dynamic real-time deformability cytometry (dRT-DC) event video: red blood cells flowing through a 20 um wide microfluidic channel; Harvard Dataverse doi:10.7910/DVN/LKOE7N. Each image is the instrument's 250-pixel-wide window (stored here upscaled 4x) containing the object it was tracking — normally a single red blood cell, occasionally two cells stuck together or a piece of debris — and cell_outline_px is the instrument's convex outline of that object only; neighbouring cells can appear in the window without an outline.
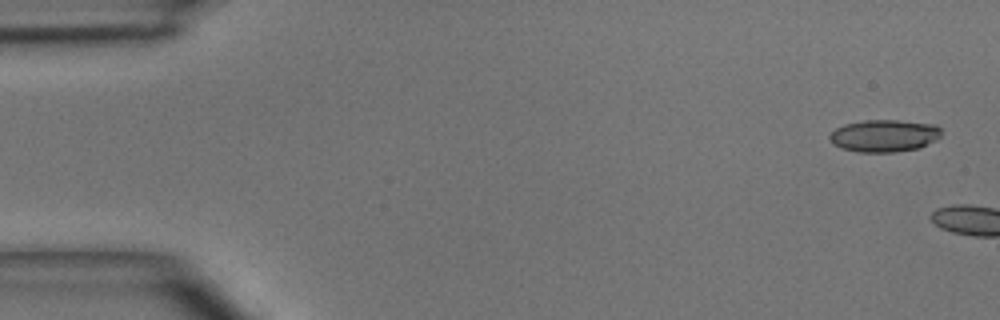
{"species": "common noctule bat (a hibernating species)", "species_latin": "Nyctalus noctula", "temperature_condition": "room temperature", "stored_images_in_passage": 2, "camera_frame_rate_fps": 3000, "um_per_image_px": 0.085, "animal": {"sex": "male", "body_mass_g": 15.6}, "frame": {"image": 1, "passage_image": 1, "time_ms": 0.0, "image_size_px": [1000, 320], "cell_outline_px": [[940, 136], [936, 140], [920, 148], [896, 152], [860, 152], [840, 148], [832, 144], [828, 136], [836, 128], [844, 124], [864, 120], [896, 120], [936, 124], [940, 128]], "centroid_in_image_um": [75.15, 11.54], "position_along_channel_um": 9.8, "area_um2": 21.15}}